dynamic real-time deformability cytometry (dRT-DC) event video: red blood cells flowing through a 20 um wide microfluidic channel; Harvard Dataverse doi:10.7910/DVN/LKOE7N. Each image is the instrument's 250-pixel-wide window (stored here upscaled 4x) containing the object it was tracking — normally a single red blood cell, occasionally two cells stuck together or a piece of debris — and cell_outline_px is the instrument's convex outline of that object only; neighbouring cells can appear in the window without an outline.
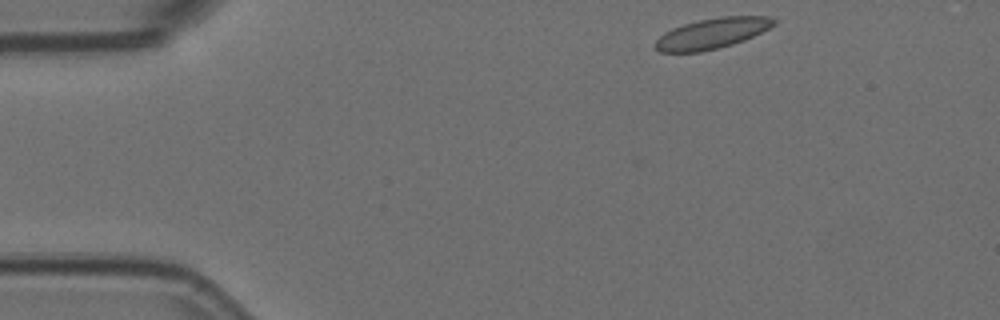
{"species": "Egyptian fruit bat (a non-hibernating species)", "species_latin": "Rousettus aegyptiacus", "temperature_condition": "room temperature", "stored_images_in_passage": 50, "camera_frame_rate_fps": 3000, "um_per_image_px": 0.085, "animal": {"sex": "female"}, "frame": {"image": 1, "passage_image": 1, "time_ms": 0.0, "image_size_px": [1000, 320], "cell_outline_px": [[776, 24], [744, 40], [732, 44], [700, 52], [660, 52], [652, 48], [652, 44], [664, 32], [672, 28], [684, 24], [700, 20], [720, 16], [768, 16], [776, 20]], "centroid_in_image_um": [60.46, 2.84], "position_along_channel_um": 24.5, "area_um2": 21.04}}
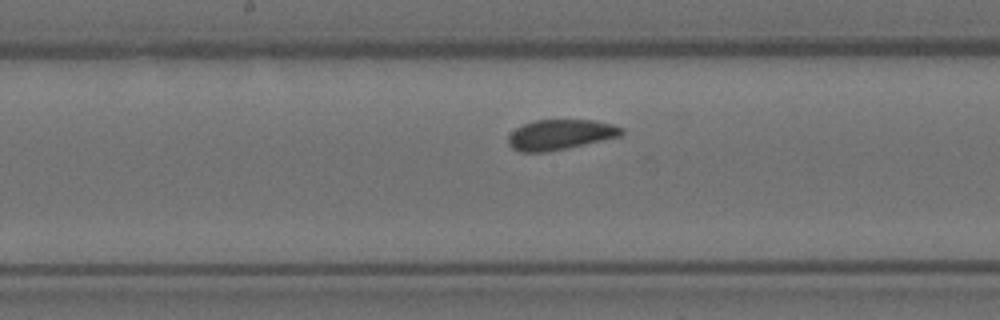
{"frame": {"image": 2, "passage_image": 22, "time_ms": 7.0, "image_size_px": [1000, 320], "cell_outline_px": [[624, 132], [620, 136], [568, 148], [544, 152], [520, 152], [512, 148], [508, 144], [508, 136], [516, 128], [532, 120], [596, 120], [612, 124], [624, 128]], "centroid_in_image_um": [47.62, 11.44], "position_along_channel_um": 200.6, "area_um2": 20.0}}
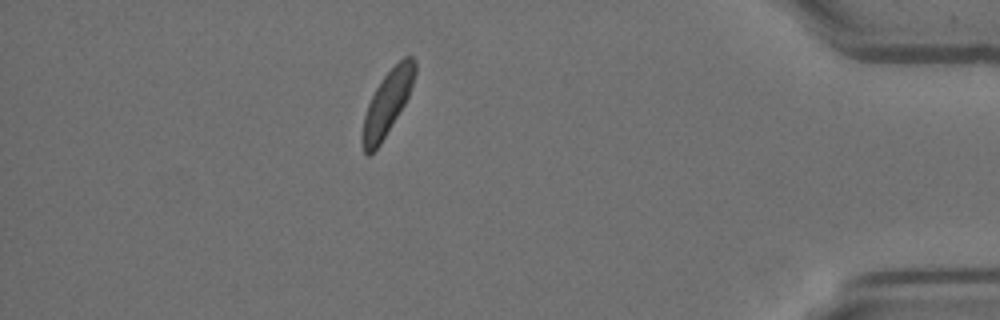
{"frame": {"image": 3, "passage_image": 43, "time_ms": 14.0, "image_size_px": [1000, 320], "cell_outline_px": [[416, 72], [408, 96], [404, 104], [380, 144], [368, 156], [364, 152], [360, 140], [364, 116], [368, 104], [380, 80], [404, 56], [412, 56], [416, 60]], "centroid_in_image_um": [32.9, 8.76], "position_along_channel_um": 402.3, "area_um2": 19.36}}